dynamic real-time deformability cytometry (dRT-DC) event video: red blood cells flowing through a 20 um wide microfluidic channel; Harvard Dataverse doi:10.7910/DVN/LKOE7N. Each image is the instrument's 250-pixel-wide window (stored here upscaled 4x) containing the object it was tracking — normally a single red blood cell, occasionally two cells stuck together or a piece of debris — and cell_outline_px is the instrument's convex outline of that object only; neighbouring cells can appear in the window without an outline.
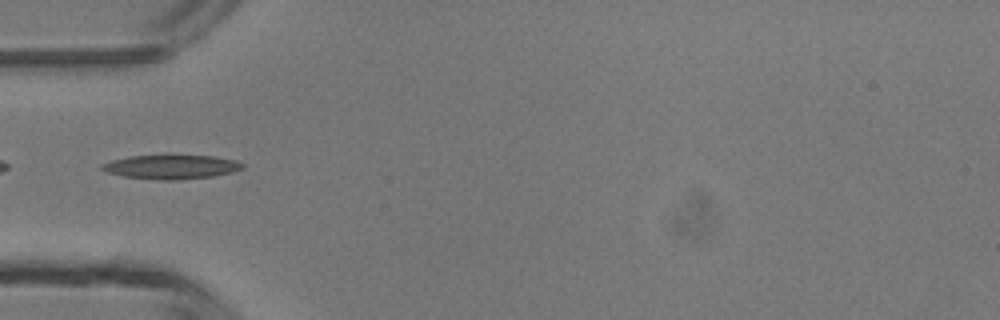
{"species": "common noctule bat (a hibernating species)", "species_latin": "Nyctalus noctula", "temperature_condition": "room temperature", "stored_images_in_passage": 5, "camera_frame_rate_fps": 3000, "um_per_image_px": 0.085, "animal": {"sex": "male", "body_mass_g": 13.3}, "frame": {"image": 1, "passage_image": 3, "time_ms": 2.667, "image_size_px": [1000, 320], "cell_outline_px": [[244, 168], [232, 172], [212, 176], [176, 180], [156, 180], [124, 176], [108, 172], [100, 168], [100, 164], [112, 160], [128, 156], [164, 152], [212, 156], [236, 160], [244, 164]], "centroid_in_image_um": [14.53, 14.13], "position_along_channel_um": 70.5, "area_um2": 20.75}}
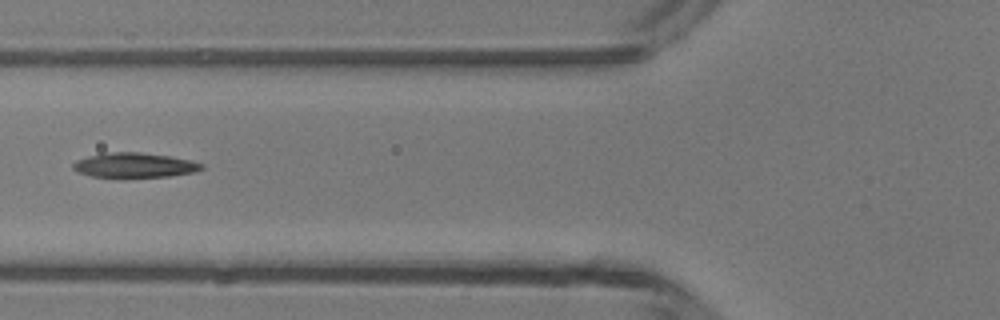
{"frame": {"image": 2, "passage_image": 4, "time_ms": 3.667, "image_size_px": [1000, 320], "cell_outline_px": [[204, 168], [196, 172], [168, 176], [124, 180], [92, 176], [76, 172], [72, 168], [72, 164], [76, 160], [88, 156], [104, 152], [140, 152], [172, 156], [192, 160], [204, 164]], "centroid_in_image_um": [11.42, 14.07], "position_along_channel_um": 114.4, "area_um2": 19.59}}
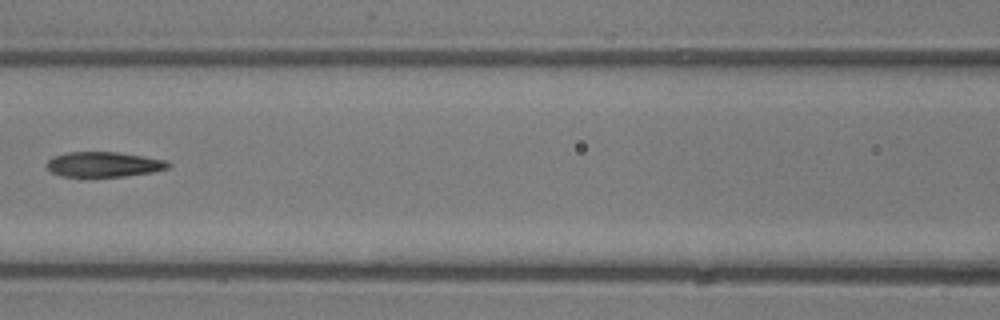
{"frame": {"image": 3, "passage_image": 5, "time_ms": 4.667, "image_size_px": [1000, 320], "cell_outline_px": [[172, 164], [168, 168], [152, 172], [124, 176], [60, 176], [52, 172], [48, 168], [48, 160], [56, 156], [68, 152], [116, 152], [144, 156], [168, 160]], "centroid_in_image_um": [8.88, 13.97], "position_along_channel_um": 157.7, "area_um2": 17.57}}